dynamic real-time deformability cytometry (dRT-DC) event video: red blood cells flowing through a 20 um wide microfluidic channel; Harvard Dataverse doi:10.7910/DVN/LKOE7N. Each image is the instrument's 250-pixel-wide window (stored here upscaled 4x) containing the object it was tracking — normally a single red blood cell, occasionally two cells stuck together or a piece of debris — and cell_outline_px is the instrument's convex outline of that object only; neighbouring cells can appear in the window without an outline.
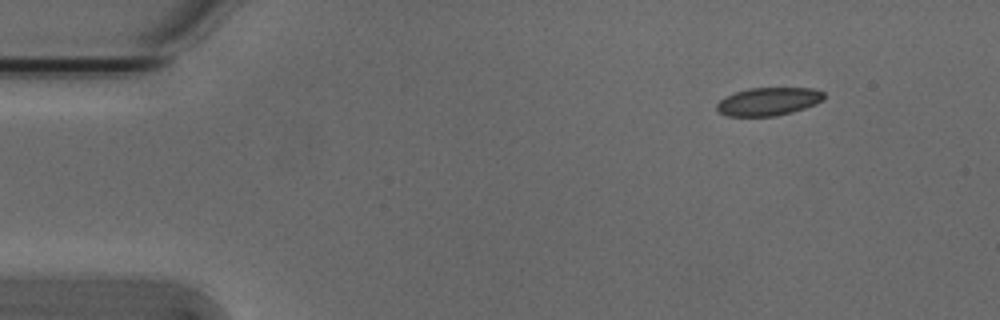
{"species": "Egyptian fruit bat (a non-hibernating species)", "species_latin": "Rousettus aegyptiacus", "temperature_condition": "cold", "stored_images_in_passage": 4, "segment_of_instrument_passage": [2, 2], "camera_frame_rate_fps": 3000, "um_per_image_px": 0.085, "animal": {"sex": "male"}, "frame": {"image": 1, "passage_image": 4, "time_ms": 1.0, "image_size_px": [1000, 320], "cell_outline_px": [[824, 100], [816, 104], [792, 112], [776, 116], [728, 116], [720, 112], [716, 108], [716, 104], [720, 100], [736, 92], [748, 88], [812, 88], [824, 92]], "centroid_in_image_um": [65.34, 8.63], "position_along_channel_um": 19.7, "area_um2": 17.46}}